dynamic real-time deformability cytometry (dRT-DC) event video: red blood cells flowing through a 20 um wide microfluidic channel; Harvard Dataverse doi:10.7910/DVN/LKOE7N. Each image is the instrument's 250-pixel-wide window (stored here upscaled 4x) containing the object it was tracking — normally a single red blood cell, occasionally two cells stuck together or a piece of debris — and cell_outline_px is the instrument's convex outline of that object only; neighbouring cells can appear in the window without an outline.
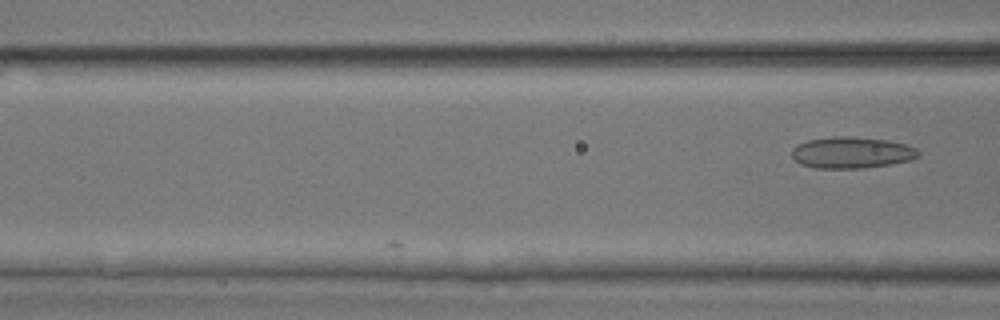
{"species": "common noctule bat (a hibernating species)", "species_latin": "Nyctalus noctula", "temperature_condition": "room temperature", "stored_images_in_passage": 7, "camera_frame_rate_fps": 3000, "um_per_image_px": 0.085, "animal": {"sex": "male", "body_mass_g": 17.9, "forearm_length_mm": 54.2}, "frame": {"image": 1, "passage_image": 7, "time_ms": 2.0, "image_size_px": [1000, 320], "cell_outline_px": [[920, 156], [908, 160], [888, 164], [864, 168], [816, 168], [800, 164], [792, 156], [792, 148], [796, 144], [808, 140], [832, 136], [852, 136], [888, 140], [908, 144], [916, 148], [920, 152]], "centroid_in_image_um": [72.39, 12.95], "position_along_channel_um": 94.2, "area_um2": 23.29}}